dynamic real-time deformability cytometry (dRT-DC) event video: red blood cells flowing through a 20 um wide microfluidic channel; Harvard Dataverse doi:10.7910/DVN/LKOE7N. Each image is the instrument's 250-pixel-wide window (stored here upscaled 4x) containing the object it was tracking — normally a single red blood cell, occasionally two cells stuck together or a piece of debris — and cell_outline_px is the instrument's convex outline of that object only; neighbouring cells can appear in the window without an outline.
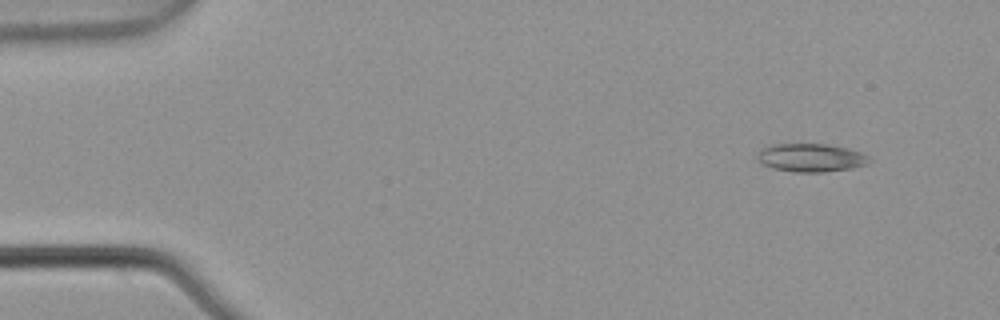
{"species": "common noctule bat (a hibernating species)", "species_latin": "Nyctalus noctula", "temperature_condition": "warm", "stored_images_in_passage": 4, "camera_frame_rate_fps": 3000, "um_per_image_px": 0.085, "animal": {"sex": "male", "body_mass_g": 21.5, "forearm_length_mm": 52.0}, "frame": {"image": 1, "passage_image": 1, "time_ms": 0.0, "image_size_px": [1000, 320], "cell_outline_px": [[872, 160], [868, 164], [852, 168], [824, 172], [792, 172], [772, 168], [764, 164], [756, 156], [760, 148], [772, 144], [824, 144], [848, 148], [860, 152], [868, 156]], "centroid_in_image_um": [68.93, 13.4], "position_along_channel_um": 16.1, "area_um2": 18.5}}
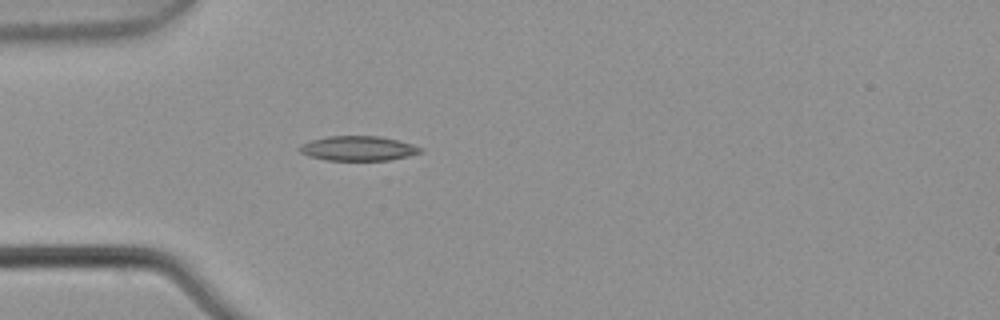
{"frame": {"image": 2, "passage_image": 4, "time_ms": 1.0, "image_size_px": [1000, 320], "cell_outline_px": [[424, 148], [420, 152], [408, 156], [388, 160], [328, 160], [308, 156], [300, 152], [296, 148], [300, 144], [312, 140], [328, 136], [380, 136], [412, 144]], "centroid_in_image_um": [30.4, 12.61], "position_along_channel_um": 54.6, "area_um2": 17.34}}